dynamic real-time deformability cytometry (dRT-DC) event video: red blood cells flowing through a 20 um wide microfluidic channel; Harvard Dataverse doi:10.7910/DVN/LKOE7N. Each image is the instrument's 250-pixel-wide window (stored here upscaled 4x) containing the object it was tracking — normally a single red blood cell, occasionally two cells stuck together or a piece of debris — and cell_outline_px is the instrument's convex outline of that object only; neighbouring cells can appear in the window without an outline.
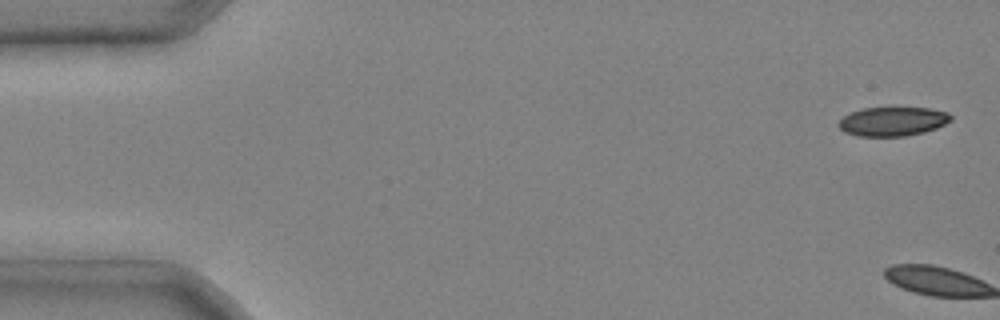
{"species": "common noctule bat (a hibernating species)", "species_latin": "Nyctalus noctula", "temperature_condition": "cold", "stored_images_in_passage": 5, "camera_frame_rate_fps": 3000, "um_per_image_px": 0.085, "animal": {"sex": "male", "body_mass_g": 20.4}, "frame": {"image": 1, "passage_image": 1, "time_ms": 0.0, "image_size_px": [1000, 320], "cell_outline_px": [[952, 120], [936, 128], [924, 132], [904, 136], [856, 136], [844, 132], [836, 124], [844, 116], [852, 112], [864, 108], [928, 108], [948, 112], [952, 116]], "centroid_in_image_um": [75.87, 10.33], "position_along_channel_um": 9.1, "area_um2": 18.96}}